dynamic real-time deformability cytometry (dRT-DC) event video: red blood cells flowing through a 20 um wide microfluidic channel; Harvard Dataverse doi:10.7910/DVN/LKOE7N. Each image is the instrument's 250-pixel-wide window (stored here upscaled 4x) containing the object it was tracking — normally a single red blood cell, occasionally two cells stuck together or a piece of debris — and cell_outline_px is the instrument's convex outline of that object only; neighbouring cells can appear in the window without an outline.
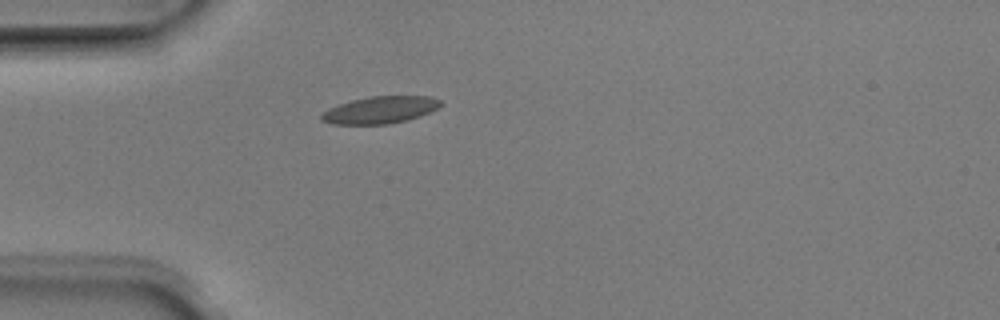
{"species": "Egyptian fruit bat (a non-hibernating species)", "species_latin": "Rousettus aegyptiacus", "temperature_condition": "room temperature", "stored_images_in_passage": 38, "camera_frame_rate_fps": 3000, "um_per_image_px": 0.085, "animal": {"sex": "male"}, "frame": {"image": 1, "passage_image": 1, "time_ms": 0.0, "image_size_px": [1000, 320], "cell_outline_px": [[444, 104], [420, 116], [408, 120], [388, 124], [332, 124], [320, 120], [320, 116], [328, 108], [352, 100], [368, 96], [432, 96], [440, 100]], "centroid_in_image_um": [32.32, 9.34], "position_along_channel_um": 52.7, "area_um2": 18.84}}
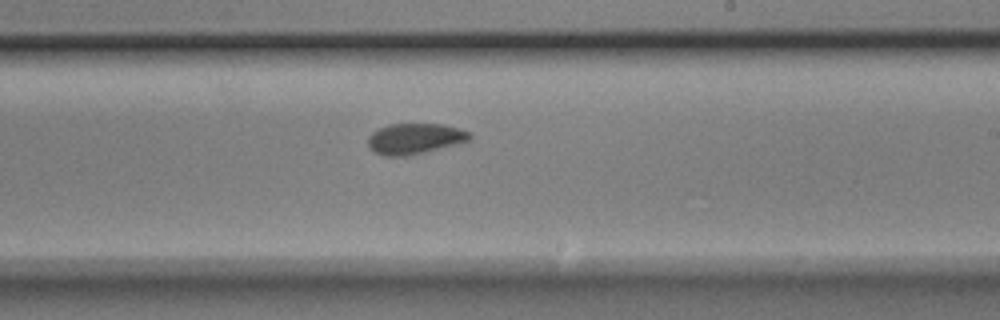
{"frame": {"image": 2, "passage_image": 17, "time_ms": 5.333, "image_size_px": [1000, 320], "cell_outline_px": [[472, 136], [468, 140], [424, 152], [408, 156], [384, 156], [368, 148], [368, 136], [372, 132], [388, 124], [444, 124], [460, 128], [472, 132]], "centroid_in_image_um": [35.24, 11.77], "position_along_channel_um": 253.8, "area_um2": 18.15}}
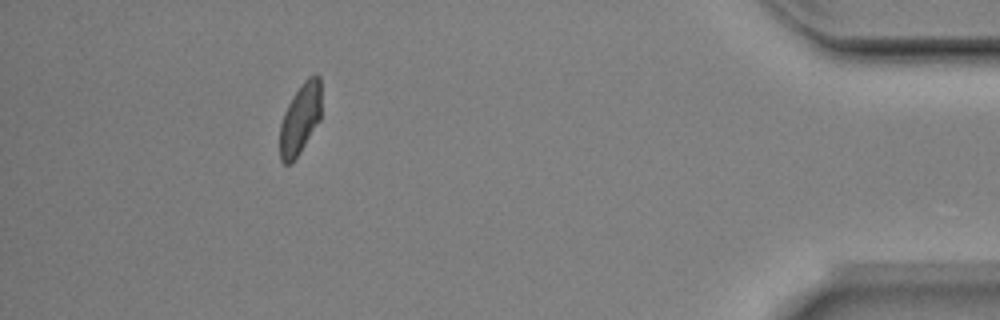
{"frame": {"image": 3, "passage_image": 33, "time_ms": 10.667, "image_size_px": [1000, 320], "cell_outline_px": [[320, 120], [300, 152], [292, 164], [284, 164], [280, 160], [280, 124], [284, 112], [292, 96], [300, 84], [308, 76], [316, 72], [320, 76]], "centroid_in_image_um": [25.51, 10.08], "position_along_channel_um": 409.7, "area_um2": 17.28}, "authors_computed_cell_mechanics": {"area_um2": 18.1492, "velocity_mm_per_s": 3.9496, "shape_relaxation_time_tau1_ms": 2.3872, "shape_relaxation_time_tau2_ms": 1.8177, "deformation_change_tau1": 0.1048, "deformation_change_tau2": 0.0577}}